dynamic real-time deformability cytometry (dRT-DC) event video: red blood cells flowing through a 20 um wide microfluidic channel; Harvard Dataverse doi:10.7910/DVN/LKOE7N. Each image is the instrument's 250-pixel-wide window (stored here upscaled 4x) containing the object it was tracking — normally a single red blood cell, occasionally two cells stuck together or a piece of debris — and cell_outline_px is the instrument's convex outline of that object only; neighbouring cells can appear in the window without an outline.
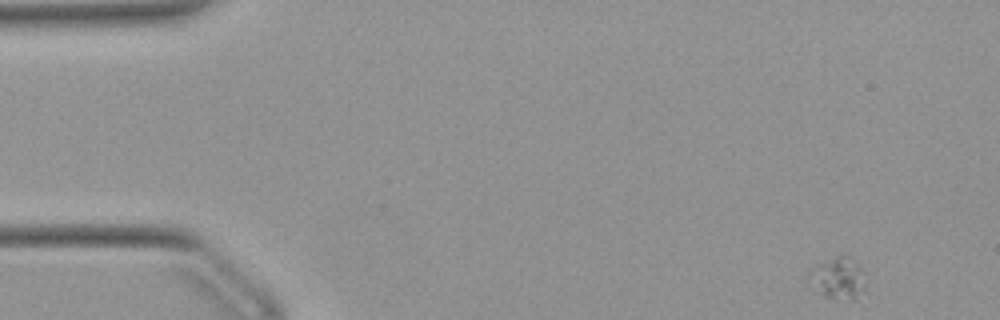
{"species": "Egyptian fruit bat (a non-hibernating species)", "species_latin": "Rousettus aegyptiacus", "temperature_condition": "warm", "stored_images_in_passage": 51, "camera_frame_rate_fps": 3000, "um_per_image_px": 0.085, "animal": {"sex": "female"}, "frame": {"image": 1, "passage_image": 1, "time_ms": 0.0, "image_size_px": [1000, 320], "cell_outline_px": [[864, 288], [852, 296], [836, 300], [824, 296], [812, 288], [804, 280], [808, 272], [816, 264], [836, 256], [848, 256], [860, 268], [864, 284]], "centroid_in_image_um": [71.06, 23.63], "position_along_channel_um": 13.9, "area_um2": 13.41}}
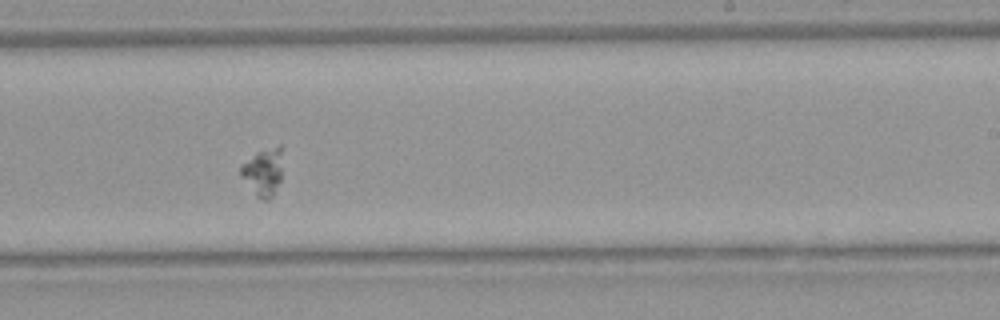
{"frame": {"image": 2, "passage_image": 30, "time_ms": 9.667, "image_size_px": [1000, 320], "cell_outline_px": [[280, 180], [272, 196], [268, 200], [264, 200], [256, 196], [240, 176], [240, 164], [256, 152], [280, 144]], "centroid_in_image_um": [22.32, 14.62], "position_along_channel_um": 266.7, "area_um2": 11.39}}
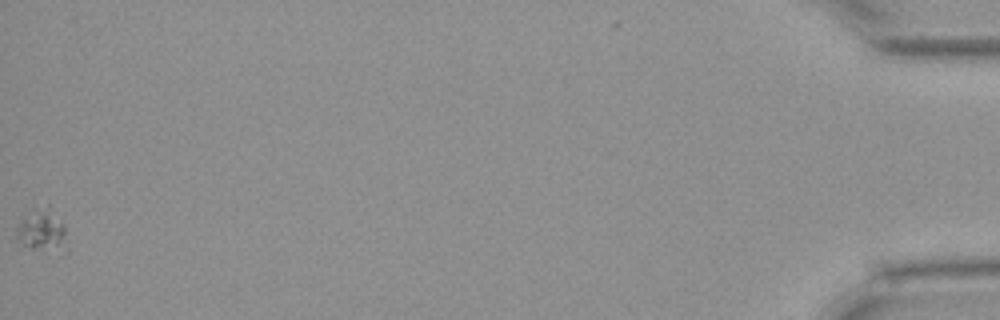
{"frame": {"image": 3, "passage_image": 51, "time_ms": 16.667, "image_size_px": [1000, 320], "cell_outline_px": [[68, 252], [64, 256], [60, 256], [28, 248], [16, 236], [16, 232], [20, 224], [24, 220], [48, 204], [64, 224], [68, 248]], "centroid_in_image_um": [3.75, 19.77], "position_along_channel_um": 431.5, "area_um2": 12.66}}